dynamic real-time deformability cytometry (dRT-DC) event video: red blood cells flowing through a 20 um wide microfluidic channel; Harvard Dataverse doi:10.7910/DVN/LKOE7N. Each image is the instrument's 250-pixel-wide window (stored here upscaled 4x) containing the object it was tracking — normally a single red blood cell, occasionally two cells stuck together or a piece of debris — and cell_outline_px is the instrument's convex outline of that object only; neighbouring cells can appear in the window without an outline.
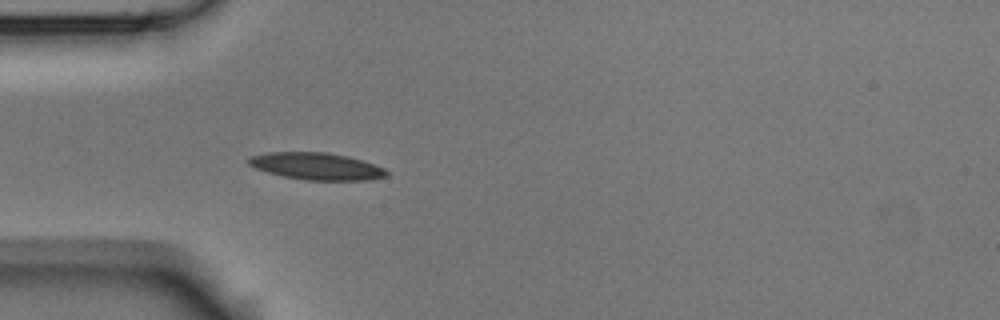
{"species": "Egyptian fruit bat (a non-hibernating species)", "species_latin": "Rousettus aegyptiacus", "temperature_condition": "room temperature", "stored_images_in_passage": 5, "camera_frame_rate_fps": 3000, "um_per_image_px": 0.085, "animal": {"sex": "male"}, "frame": {"image": 1, "passage_image": 5, "time_ms": 1.333, "image_size_px": [1000, 320], "cell_outline_px": [[388, 176], [368, 180], [304, 180], [284, 176], [268, 172], [256, 168], [248, 164], [244, 160], [248, 156], [268, 152], [328, 152], [348, 156], [376, 164], [384, 168], [388, 172]], "centroid_in_image_um": [26.89, 14.12], "position_along_channel_um": 58.1, "area_um2": 21.96}}